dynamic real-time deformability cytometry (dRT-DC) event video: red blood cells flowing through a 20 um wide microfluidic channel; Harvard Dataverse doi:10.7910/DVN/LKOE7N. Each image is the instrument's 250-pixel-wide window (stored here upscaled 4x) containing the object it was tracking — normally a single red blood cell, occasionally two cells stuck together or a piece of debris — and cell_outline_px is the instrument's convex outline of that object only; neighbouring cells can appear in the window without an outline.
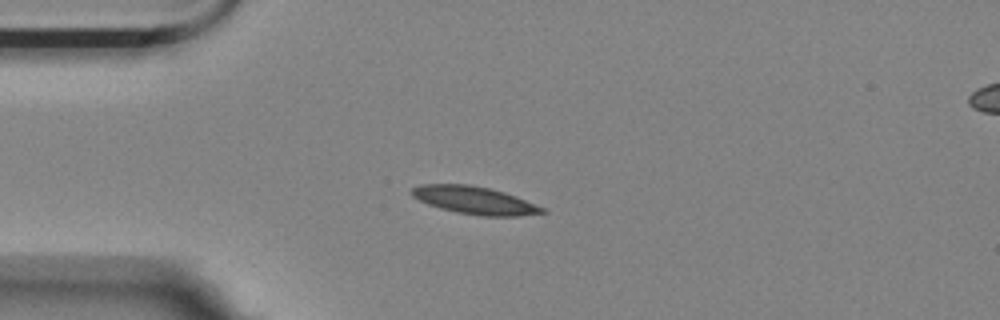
{"species": "Egyptian fruit bat (a non-hibernating species)", "species_latin": "Rousettus aegyptiacus", "temperature_condition": "room temperature", "stored_images_in_passage": 11, "camera_frame_rate_fps": 3000, "um_per_image_px": 0.085, "animal": {"sex": "female"}, "frame": {"image": 1, "passage_image": 4, "time_ms": 4.333, "image_size_px": [1000, 320], "cell_outline_px": [[548, 212], [520, 216], [480, 216], [456, 212], [440, 208], [428, 204], [412, 196], [412, 188], [420, 184], [468, 184], [488, 188], [504, 192], [516, 196], [544, 208]], "centroid_in_image_um": [40.35, 17.03], "position_along_channel_um": 44.7, "area_um2": 20.92}}
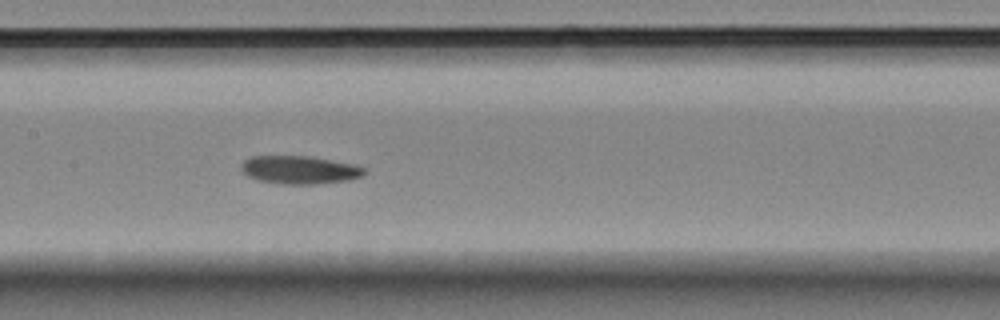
{"frame": {"image": 2, "passage_image": 8, "time_ms": 8.667, "image_size_px": [1000, 320], "cell_outline_px": [[368, 172], [364, 176], [348, 180], [316, 184], [280, 184], [256, 180], [248, 176], [240, 168], [240, 164], [244, 160], [252, 156], [312, 156], [356, 164], [364, 168]], "centroid_in_image_um": [25.49, 14.43], "position_along_channel_um": 181.9, "area_um2": 20.52}}
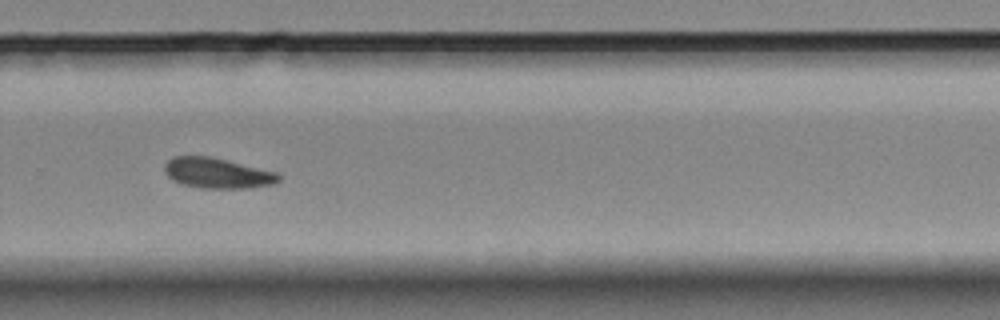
{"frame": {"image": 3, "passage_image": 11, "time_ms": 12.333, "image_size_px": [1000, 320], "cell_outline_px": [[280, 180], [276, 184], [252, 188], [200, 188], [180, 184], [172, 180], [164, 172], [164, 164], [172, 156], [208, 156], [276, 172], [280, 176]], "centroid_in_image_um": [18.45, 14.73], "position_along_channel_um": 311.4, "area_um2": 20.29}}